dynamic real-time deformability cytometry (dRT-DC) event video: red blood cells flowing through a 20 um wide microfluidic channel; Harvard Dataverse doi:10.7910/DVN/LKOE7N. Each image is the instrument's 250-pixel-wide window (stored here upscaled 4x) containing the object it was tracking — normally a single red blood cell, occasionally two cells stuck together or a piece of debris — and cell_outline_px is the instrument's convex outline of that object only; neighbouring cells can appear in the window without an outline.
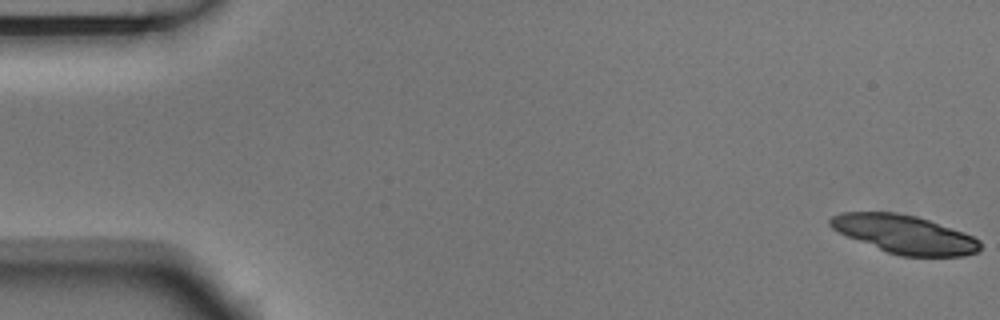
{"species": "Egyptian fruit bat (a non-hibernating species)", "species_latin": "Rousettus aegyptiacus", "temperature_condition": "room temperature", "stored_images_in_passage": 5, "camera_frame_rate_fps": 3000, "um_per_image_px": 0.085, "animal": {"sex": "male"}, "frame": {"image": 1, "passage_image": 1, "time_ms": 0.0, "image_size_px": [1000, 320], "cell_outline_px": [[980, 248], [976, 252], [964, 256], [900, 256], [888, 252], [848, 236], [832, 228], [828, 224], [828, 220], [832, 216], [840, 212], [896, 212], [916, 216], [964, 232], [980, 240]], "centroid_in_image_um": [76.89, 19.9], "position_along_channel_um": 8.1, "area_um2": 33.18}}